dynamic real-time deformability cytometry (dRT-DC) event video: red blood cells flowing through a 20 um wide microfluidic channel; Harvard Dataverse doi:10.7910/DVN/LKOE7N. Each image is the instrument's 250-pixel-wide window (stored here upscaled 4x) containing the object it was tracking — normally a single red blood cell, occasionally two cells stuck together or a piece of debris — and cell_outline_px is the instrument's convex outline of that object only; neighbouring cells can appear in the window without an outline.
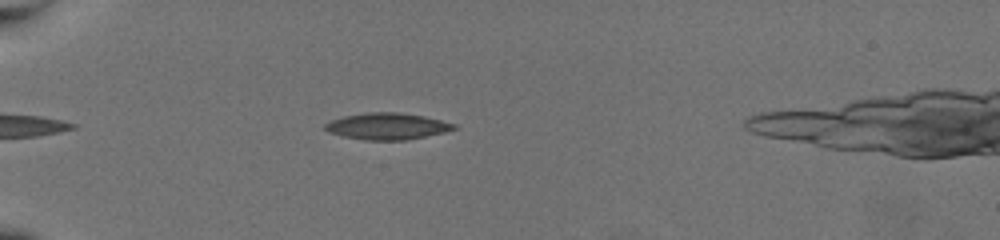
{"species": "common noctule bat (a hibernating species)", "species_latin": "Nyctalus noctula", "temperature_condition": "warm", "stored_images_in_passage": 45, "camera_frame_rate_fps": 3000, "um_per_image_px": 0.085, "animal": {"sex": "female", "body_mass_g": 19.5, "forearm_length_mm": 54.1}, "frame": {"image": 1, "passage_image": 10, "time_ms": 3.0, "image_size_px": [1000, 240], "cell_outline_px": [[456, 128], [444, 132], [404, 140], [364, 140], [344, 136], [328, 132], [324, 128], [324, 124], [332, 120], [344, 116], [368, 112], [400, 112], [424, 116], [456, 124]], "centroid_in_image_um": [32.89, 10.72], "position_along_channel_um": 52.1, "area_um2": 19.77}}
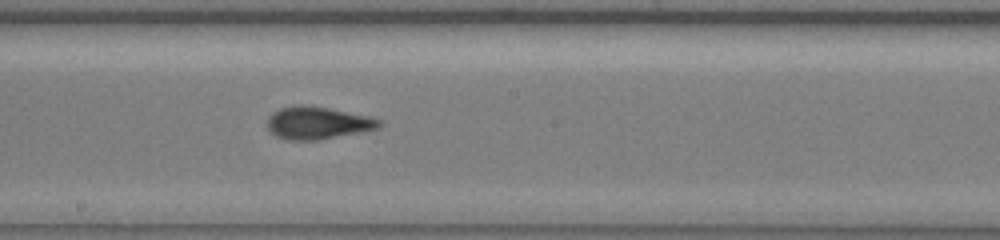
{"frame": {"image": 2, "passage_image": 26, "time_ms": 8.333, "image_size_px": [1000, 240], "cell_outline_px": [[384, 124], [380, 128], [364, 132], [320, 140], [288, 140], [276, 136], [268, 128], [268, 116], [272, 112], [280, 108], [300, 104], [328, 108], [368, 116], [384, 120]], "centroid_in_image_um": [27.06, 10.46], "position_along_channel_um": 221.1, "area_um2": 21.44}}
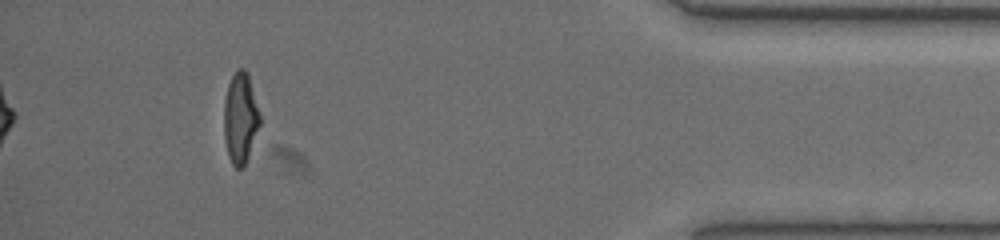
{"frame": {"image": 3, "passage_image": 45, "time_ms": 14.667, "image_size_px": [1000, 240], "cell_outline_px": [[260, 124], [248, 160], [244, 168], [236, 168], [232, 164], [228, 156], [224, 140], [224, 100], [228, 84], [232, 76], [240, 68], [244, 68], [248, 72], [260, 116]], "centroid_in_image_um": [20.43, 10.08], "position_along_channel_um": 414.8, "area_um2": 19.19}, "authors_computed_cell_mechanics": {"area_um2": 20.4034, "velocity_mm_per_s": 3.7453, "shape_relaxation_time_tau1_ms": 5.587, "shape_relaxation_time_tau2_ms": 1.5227, "deformation_change_tau1": 0.2007, "deformation_change_tau2": 0.0828}}